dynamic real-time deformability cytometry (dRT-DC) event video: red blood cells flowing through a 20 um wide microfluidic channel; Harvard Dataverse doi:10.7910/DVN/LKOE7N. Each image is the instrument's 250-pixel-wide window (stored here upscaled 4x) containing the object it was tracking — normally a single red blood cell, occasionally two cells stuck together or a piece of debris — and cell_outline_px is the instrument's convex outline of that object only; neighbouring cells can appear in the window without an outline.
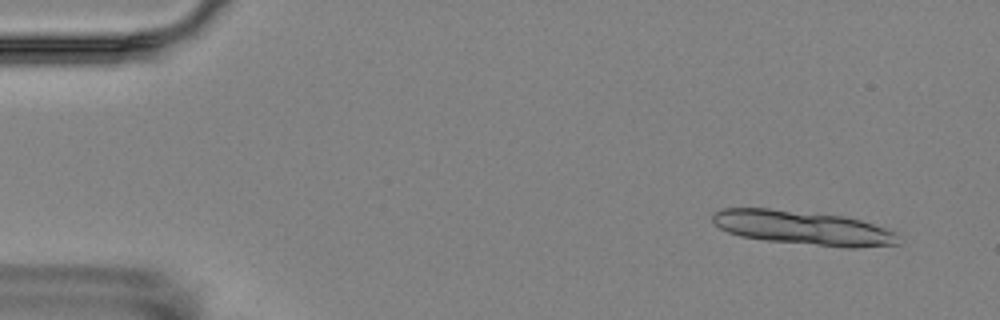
{"species": "Egyptian fruit bat (a non-hibernating species)", "species_latin": "Rousettus aegyptiacus", "temperature_condition": "room temperature", "stored_images_in_passage": 6, "camera_frame_rate_fps": 3000, "um_per_image_px": 0.085, "animal": {"sex": "female"}, "frame": {"image": 1, "passage_image": 1, "time_ms": 0.0, "image_size_px": [1000, 320], "cell_outline_px": [[900, 244], [856, 248], [844, 248], [768, 240], [740, 236], [728, 232], [720, 228], [712, 220], [712, 212], [720, 208], [768, 208], [844, 216], [860, 220], [884, 228], [892, 232]], "centroid_in_image_um": [68.2, 19.36], "position_along_channel_um": 16.8, "area_um2": 36.59}}
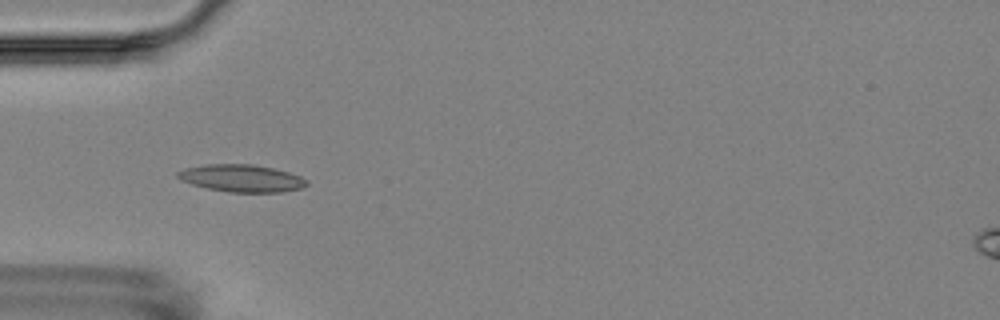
{"frame": {"image": 2, "passage_image": 5, "time_ms": 4.667, "image_size_px": [1000, 320], "cell_outline_px": [[308, 184], [304, 188], [280, 192], [228, 192], [208, 188], [192, 184], [180, 180], [176, 176], [176, 172], [184, 168], [204, 164], [252, 164], [272, 168], [288, 172], [300, 176], [308, 180]], "centroid_in_image_um": [20.53, 15.15], "position_along_channel_um": 64.5, "area_um2": 20.63}}